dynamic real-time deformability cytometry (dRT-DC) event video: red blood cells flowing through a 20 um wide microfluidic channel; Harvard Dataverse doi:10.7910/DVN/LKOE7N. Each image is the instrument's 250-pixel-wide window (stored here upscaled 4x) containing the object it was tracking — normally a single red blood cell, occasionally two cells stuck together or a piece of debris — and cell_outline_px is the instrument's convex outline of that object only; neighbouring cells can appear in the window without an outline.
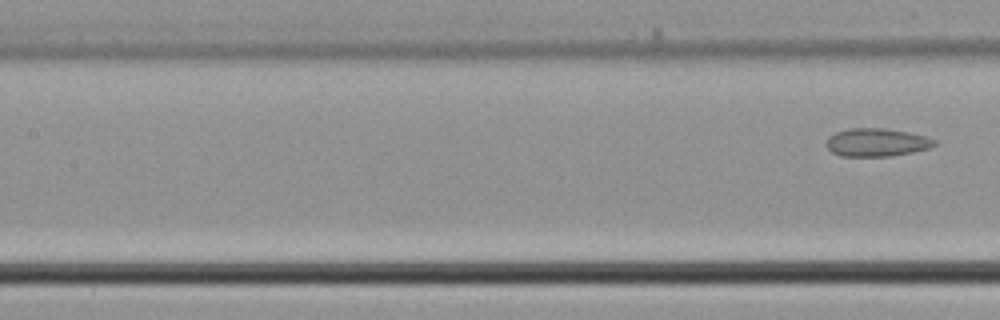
{"species": "common noctule bat (a hibernating species)", "species_latin": "Nyctalus noctula", "temperature_condition": "cold", "stored_images_in_passage": 6, "segment_of_instrument_passage": [2, 2], "camera_frame_rate_fps": 3000, "um_per_image_px": 0.085, "animal": {"sex": "male", "body_mass_g": 21.5, "forearm_length_mm": 52.0}, "frame": {"image": 1, "passage_image": 6, "time_ms": 1.667, "image_size_px": [1000, 320], "cell_outline_px": [[936, 144], [928, 148], [912, 152], [892, 156], [840, 156], [832, 152], [824, 144], [828, 136], [836, 132], [848, 128], [884, 128], [908, 132], [924, 136], [936, 140]], "centroid_in_image_um": [74.46, 12.1], "position_along_channel_um": 132.9, "area_um2": 17.74}}